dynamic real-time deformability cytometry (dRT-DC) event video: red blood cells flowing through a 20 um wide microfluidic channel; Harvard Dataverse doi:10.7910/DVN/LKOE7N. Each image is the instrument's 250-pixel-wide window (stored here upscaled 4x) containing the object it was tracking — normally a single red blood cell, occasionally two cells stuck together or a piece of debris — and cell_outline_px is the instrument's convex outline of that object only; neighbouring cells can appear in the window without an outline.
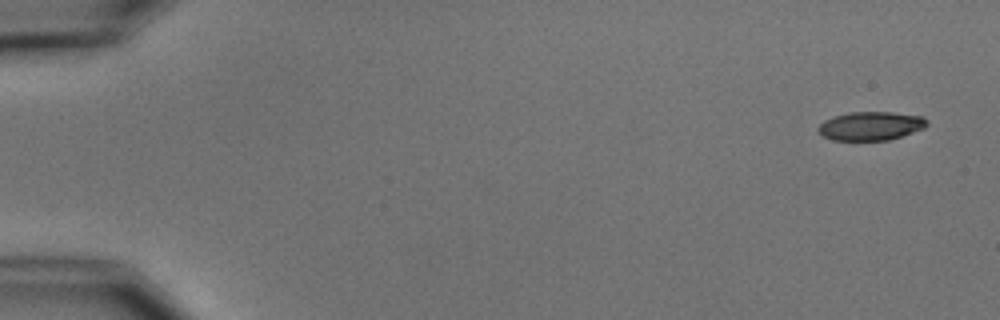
{"species": "common noctule bat (a hibernating species)", "species_latin": "Nyctalus noctula", "temperature_condition": "cold", "stored_images_in_passage": 5, "camera_frame_rate_fps": 3000, "um_per_image_px": 0.085, "animal": {"sex": "male", "body_mass_g": 15.6}, "frame": {"image": 1, "passage_image": 1, "time_ms": 0.0, "image_size_px": [1000, 320], "cell_outline_px": [[928, 124], [924, 128], [888, 140], [832, 140], [824, 136], [816, 128], [824, 120], [832, 116], [848, 112], [892, 112], [924, 116], [928, 120]], "centroid_in_image_um": [74.01, 10.69], "position_along_channel_um": 11.0, "area_um2": 18.21}}
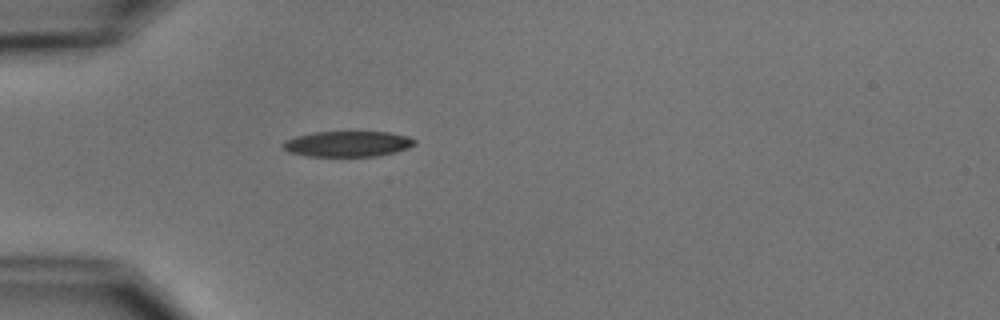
{"frame": {"image": 2, "passage_image": 5, "time_ms": 4.667, "image_size_px": [1000, 320], "cell_outline_px": [[416, 144], [408, 148], [396, 152], [380, 156], [308, 156], [288, 152], [280, 144], [284, 140], [296, 136], [316, 132], [388, 132], [408, 136], [416, 140]], "centroid_in_image_um": [29.56, 12.23], "position_along_channel_um": 55.4, "area_um2": 19.77}}